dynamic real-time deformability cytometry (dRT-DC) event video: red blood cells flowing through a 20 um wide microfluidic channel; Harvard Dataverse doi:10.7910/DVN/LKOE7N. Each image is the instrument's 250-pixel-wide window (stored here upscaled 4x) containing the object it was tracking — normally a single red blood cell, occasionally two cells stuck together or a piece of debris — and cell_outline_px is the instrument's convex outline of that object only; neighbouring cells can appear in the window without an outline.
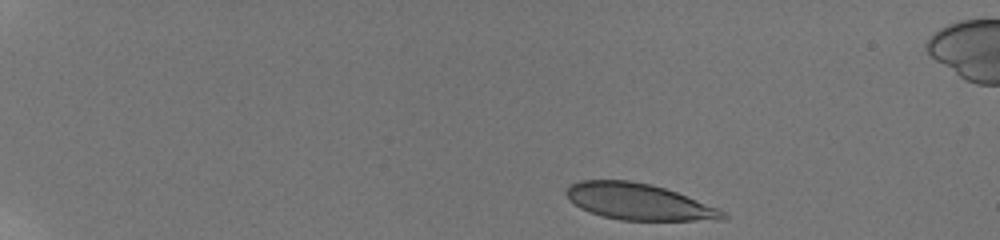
{"species": "human", "species_latin": "Homo sapiens", "temperature_condition": "room temperature", "stored_images_in_passage": 12, "camera_frame_rate_fps": 3000, "um_per_image_px": 0.085, "donor": {"sex": "male"}, "frame": {"image": 1, "passage_image": 1, "time_ms": 0.0, "image_size_px": [1000, 240], "cell_outline_px": [[728, 216], [724, 220], [620, 220], [588, 212], [580, 208], [568, 200], [564, 192], [572, 184], [580, 180], [632, 180], [652, 184], [676, 192], [716, 208], [724, 212]], "centroid_in_image_um": [54.23, 17.14], "position_along_channel_um": 30.8, "area_um2": 33.0}}
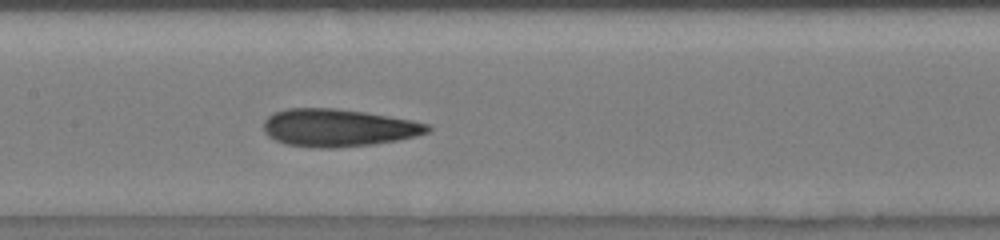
{"frame": {"image": 2, "passage_image": 12, "time_ms": 7.0, "image_size_px": [1000, 240], "cell_outline_px": [[432, 128], [428, 132], [416, 136], [396, 140], [372, 144], [336, 148], [320, 148], [288, 144], [276, 140], [268, 136], [264, 132], [264, 120], [272, 112], [288, 108], [336, 108], [364, 112], [412, 120], [428, 124]], "centroid_in_image_um": [28.73, 10.85], "position_along_channel_um": 178.7, "area_um2": 35.84}}